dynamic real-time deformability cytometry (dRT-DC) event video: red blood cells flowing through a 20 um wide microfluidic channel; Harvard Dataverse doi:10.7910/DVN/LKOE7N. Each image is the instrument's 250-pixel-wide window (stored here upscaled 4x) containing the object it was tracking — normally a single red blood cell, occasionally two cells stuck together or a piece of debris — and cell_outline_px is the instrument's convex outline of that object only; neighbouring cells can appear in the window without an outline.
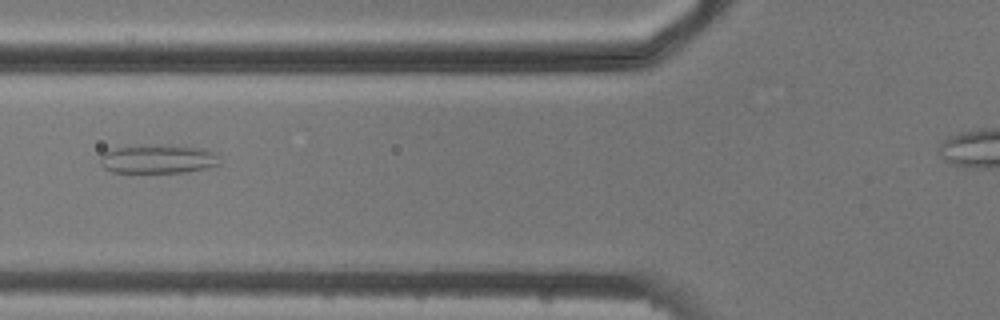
{"species": "common noctule bat (a hibernating species)", "species_latin": "Nyctalus noctula", "temperature_condition": "cold", "stored_images_in_passage": 8, "camera_frame_rate_fps": 3000, "um_per_image_px": 0.085, "animal": {"sex": "male", "body_mass_g": 20.5, "forearm_length_mm": 52.5}, "frame": {"image": 1, "passage_image": 6, "time_ms": 5.667, "image_size_px": [1000, 320], "cell_outline_px": [[220, 164], [188, 172], [112, 172], [104, 168], [100, 164], [100, 156], [104, 152], [116, 148], [136, 144], [160, 144], [196, 148], [212, 152], [216, 156]], "centroid_in_image_um": [13.34, 13.5], "position_along_channel_um": 112.5, "area_um2": 20.0}}
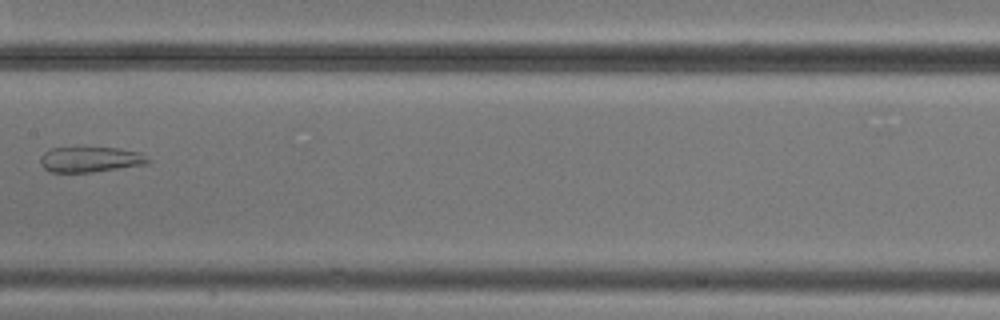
{"frame": {"image": 2, "passage_image": 8, "time_ms": 8.0, "image_size_px": [1000, 320], "cell_outline_px": [[152, 160], [148, 164], [92, 172], [52, 172], [44, 168], [40, 164], [40, 156], [44, 152], [52, 148], [120, 148], [140, 152], [148, 156]], "centroid_in_image_um": [7.72, 13.55], "position_along_channel_um": 199.7, "area_um2": 16.01}}